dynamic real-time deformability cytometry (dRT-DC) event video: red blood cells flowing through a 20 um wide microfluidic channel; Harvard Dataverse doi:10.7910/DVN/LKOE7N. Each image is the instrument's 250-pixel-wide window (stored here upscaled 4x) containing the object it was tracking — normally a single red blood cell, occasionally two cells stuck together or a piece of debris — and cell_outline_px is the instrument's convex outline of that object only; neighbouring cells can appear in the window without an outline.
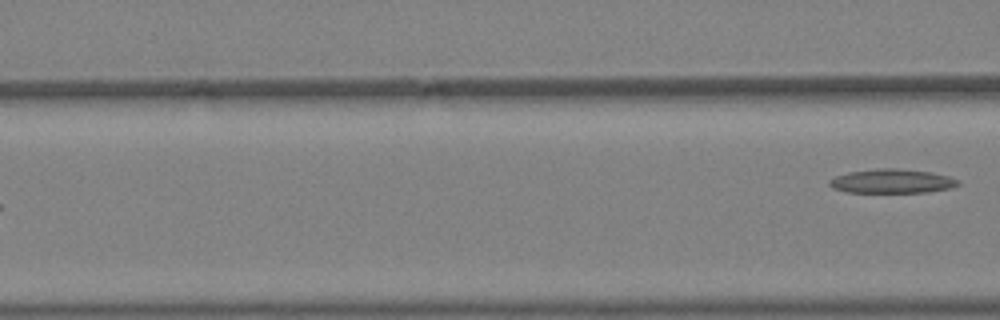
{"species": "Egyptian fruit bat (a non-hibernating species)", "species_latin": "Rousettus aegyptiacus", "temperature_condition": "warm", "stored_images_in_passage": 6, "segment_of_instrument_passage": [2, 2], "camera_frame_rate_fps": 3000, "um_per_image_px": 0.085, "animal": {"sex": "female"}, "frame": {"image": 1, "passage_image": 6, "time_ms": 1.667, "image_size_px": [1000, 320], "cell_outline_px": [[960, 184], [952, 188], [928, 192], [848, 192], [832, 188], [828, 184], [828, 180], [836, 176], [848, 172], [880, 168], [896, 168], [928, 172], [948, 176], [960, 180]], "centroid_in_image_um": [75.81, 15.4], "position_along_channel_um": 90.8, "area_um2": 18.03}}